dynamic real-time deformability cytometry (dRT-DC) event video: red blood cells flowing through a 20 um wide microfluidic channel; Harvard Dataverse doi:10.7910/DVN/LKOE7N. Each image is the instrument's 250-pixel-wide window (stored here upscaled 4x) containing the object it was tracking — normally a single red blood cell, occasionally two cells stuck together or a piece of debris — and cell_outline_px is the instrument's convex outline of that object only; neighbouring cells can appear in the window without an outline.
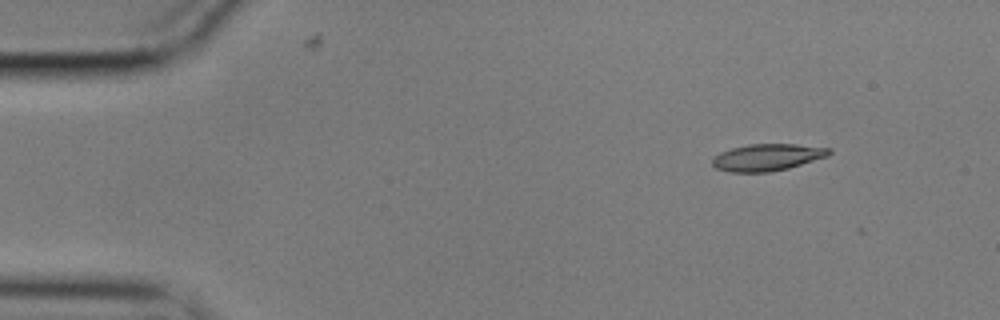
{"species": "common noctule bat (a hibernating species)", "species_latin": "Nyctalus noctula", "temperature_condition": "cold", "stored_images_in_passage": 2, "camera_frame_rate_fps": 3000, "um_per_image_px": 0.085, "animal": {"sex": "male", "body_mass_g": 17.9}, "frame": {"image": 1, "passage_image": 1, "time_ms": 0.0, "image_size_px": [1000, 320], "cell_outline_px": [[832, 152], [828, 156], [788, 168], [772, 172], [728, 172], [716, 168], [712, 164], [712, 156], [720, 152], [732, 148], [748, 144], [796, 144], [832, 148]], "centroid_in_image_um": [65.21, 13.37], "position_along_channel_um": 19.8, "area_um2": 18.44}}